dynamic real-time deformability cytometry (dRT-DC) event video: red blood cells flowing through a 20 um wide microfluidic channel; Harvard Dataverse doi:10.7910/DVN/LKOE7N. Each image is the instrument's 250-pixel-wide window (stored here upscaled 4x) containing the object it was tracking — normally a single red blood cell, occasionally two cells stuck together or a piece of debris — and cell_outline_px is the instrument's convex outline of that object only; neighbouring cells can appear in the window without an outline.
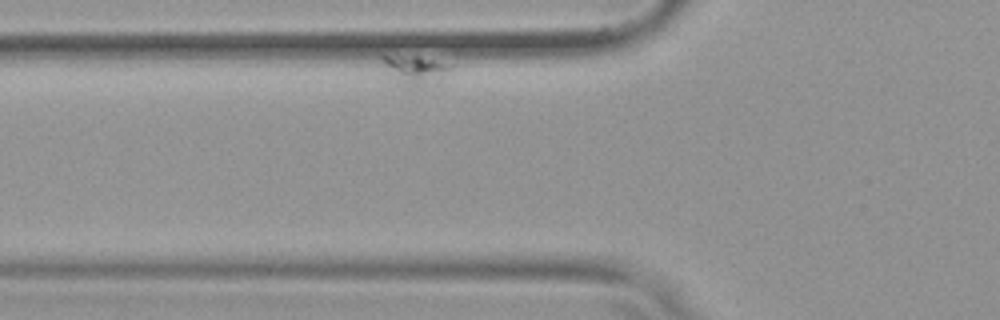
{"species": "common noctule bat (a hibernating species)", "species_latin": "Nyctalus noctula", "temperature_condition": "warm", "stored_images_in_passage": 50, "camera_frame_rate_fps": 3000, "um_per_image_px": 0.085, "animal": {"sex": "female", "body_mass_g": 19.9}, "frame": {"image": 1, "passage_image": 4, "time_ms": 1.0, "image_size_px": [1000, 320], "cell_outline_px": [[456, 64], [452, 68], [440, 76], [424, 84], [408, 88], [396, 76], [380, 56], [416, 56]], "centroid_in_image_um": [35.39, 5.87], "position_along_channel_um": 90.4, "area_um2": 10.17}}
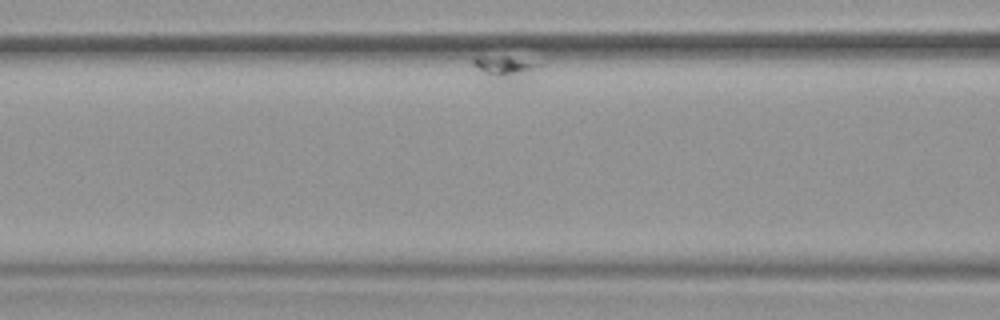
{"frame": {"image": 2, "passage_image": 10, "time_ms": 3.0, "image_size_px": [1000, 320], "cell_outline_px": [[540, 64], [524, 84], [516, 88], [496, 88], [472, 64], [472, 56], [508, 56]], "centroid_in_image_um": [42.9, 5.98], "position_along_channel_um": 123.7, "area_um2": 10.98}}
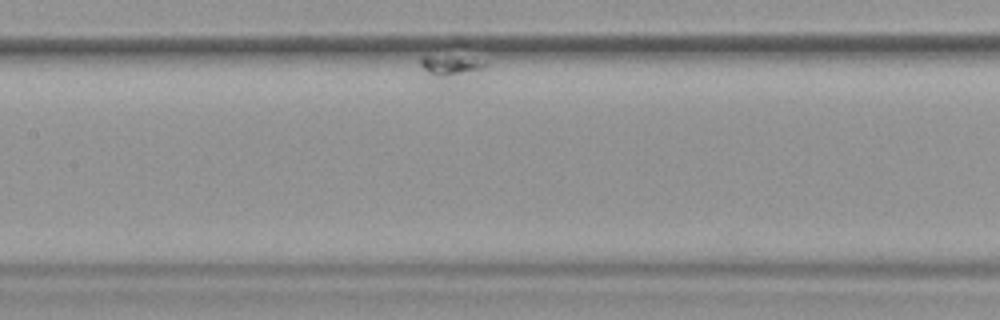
{"frame": {"image": 3, "passage_image": 18, "time_ms": 5.667, "image_size_px": [1000, 320], "cell_outline_px": [[488, 64], [460, 92], [436, 84], [432, 80], [420, 64], [420, 60], [424, 56], [432, 56], [464, 60]], "centroid_in_image_um": [38.35, 6.07], "position_along_channel_um": 169.0, "area_um2": 10.58}}